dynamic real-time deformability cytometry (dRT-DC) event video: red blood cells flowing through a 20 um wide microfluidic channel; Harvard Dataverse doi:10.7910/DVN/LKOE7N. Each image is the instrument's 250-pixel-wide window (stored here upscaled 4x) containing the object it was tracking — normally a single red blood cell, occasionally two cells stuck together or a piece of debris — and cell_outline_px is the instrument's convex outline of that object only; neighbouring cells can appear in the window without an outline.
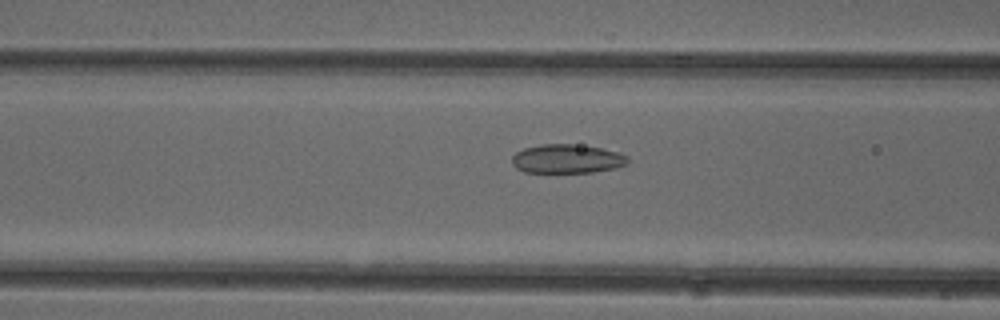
{"species": "common noctule bat (a hibernating species)", "species_latin": "Nyctalus noctula", "temperature_condition": "cold", "stored_images_in_passage": 51, "camera_frame_rate_fps": 3000, "um_per_image_px": 0.085, "animal": {"sex": "female"}, "frame": {"image": 1, "passage_image": 20, "time_ms": 6.333, "image_size_px": [1000, 320], "cell_outline_px": [[628, 164], [616, 168], [592, 172], [524, 172], [516, 168], [512, 164], [512, 156], [516, 152], [524, 148], [544, 144], [572, 144], [600, 148], [620, 152], [628, 156]], "centroid_in_image_um": [48.21, 13.5], "position_along_channel_um": 118.4, "area_um2": 19.54}}
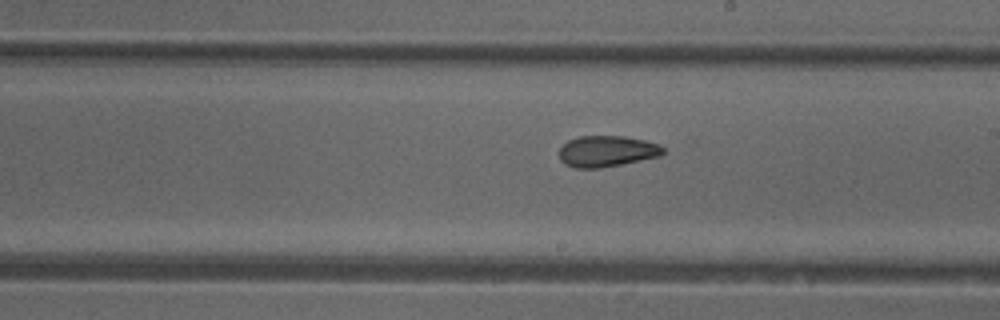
{"frame": {"image": 2, "passage_image": 29, "time_ms": 9.333, "image_size_px": [1000, 320], "cell_outline_px": [[664, 152], [660, 156], [600, 168], [576, 168], [564, 164], [560, 160], [560, 148], [568, 140], [580, 136], [624, 136], [644, 140], [656, 144], [664, 148]], "centroid_in_image_um": [51.55, 12.85], "position_along_channel_um": 237.4, "area_um2": 18.67}}
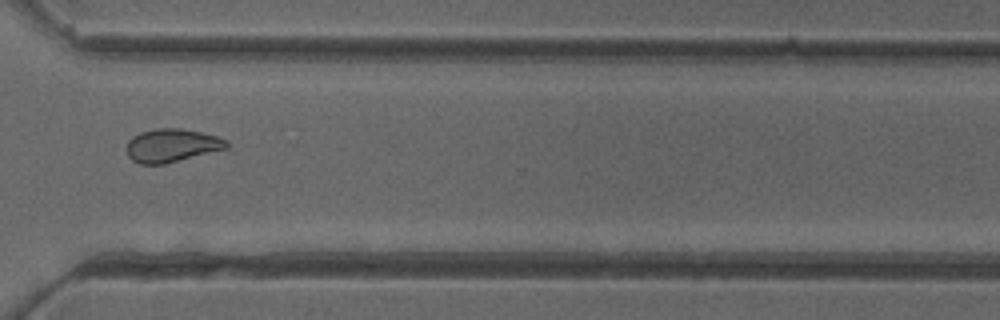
{"frame": {"image": 3, "passage_image": 38, "time_ms": 12.333, "image_size_px": [1000, 320], "cell_outline_px": [[228, 148], [164, 164], [140, 164], [132, 160], [128, 156], [128, 140], [132, 136], [140, 132], [156, 128], [180, 128], [200, 132], [216, 136], [228, 140]], "centroid_in_image_um": [14.6, 12.36], "position_along_channel_um": 356.0, "area_um2": 19.31}, "authors_computed_cell_mechanics": {"area_um2": 19.9988, "velocity_mm_per_s": 3.9569, "shape_relaxation_time_tau1_ms": null, "shape_relaxation_time_tau2_ms": 4.402, "deformation_change_tau1": null, "deformation_change_tau2": 0.0985}}